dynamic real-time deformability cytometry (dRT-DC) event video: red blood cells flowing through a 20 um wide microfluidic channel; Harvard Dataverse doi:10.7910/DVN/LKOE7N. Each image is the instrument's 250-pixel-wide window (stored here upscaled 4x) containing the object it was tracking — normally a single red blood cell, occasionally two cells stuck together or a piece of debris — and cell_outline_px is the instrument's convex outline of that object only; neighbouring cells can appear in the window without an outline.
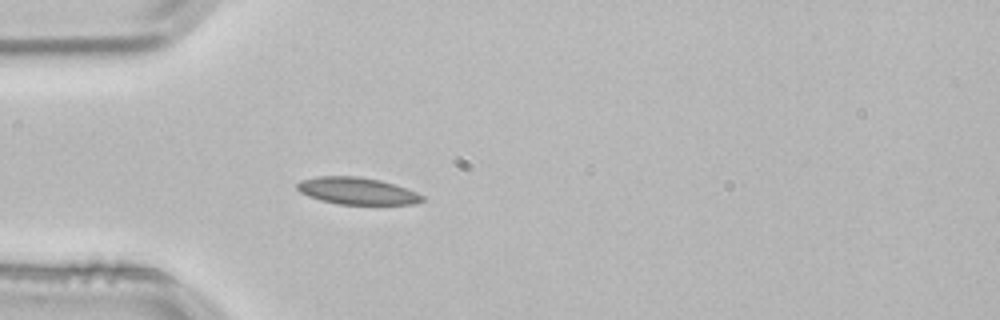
{"species": "common noctule bat (a hibernating species)", "species_latin": "Nyctalus noctula", "temperature_condition": "room temperature", "stored_images_in_passage": 4, "camera_frame_rate_fps": 3000, "um_per_image_px": 0.085, "animal": {"sex": "male", "body_mass_g": 21.5, "forearm_length_mm": 52.0}, "frame": {"image": 1, "passage_image": 4, "time_ms": 1.0, "image_size_px": [1000, 320], "cell_outline_px": [[424, 200], [416, 204], [336, 204], [320, 200], [308, 196], [300, 192], [296, 188], [296, 184], [300, 180], [316, 176], [360, 176], [380, 180], [416, 192], [424, 196]], "centroid_in_image_um": [30.31, 16.23], "position_along_channel_um": 54.7, "area_um2": 19.71}}